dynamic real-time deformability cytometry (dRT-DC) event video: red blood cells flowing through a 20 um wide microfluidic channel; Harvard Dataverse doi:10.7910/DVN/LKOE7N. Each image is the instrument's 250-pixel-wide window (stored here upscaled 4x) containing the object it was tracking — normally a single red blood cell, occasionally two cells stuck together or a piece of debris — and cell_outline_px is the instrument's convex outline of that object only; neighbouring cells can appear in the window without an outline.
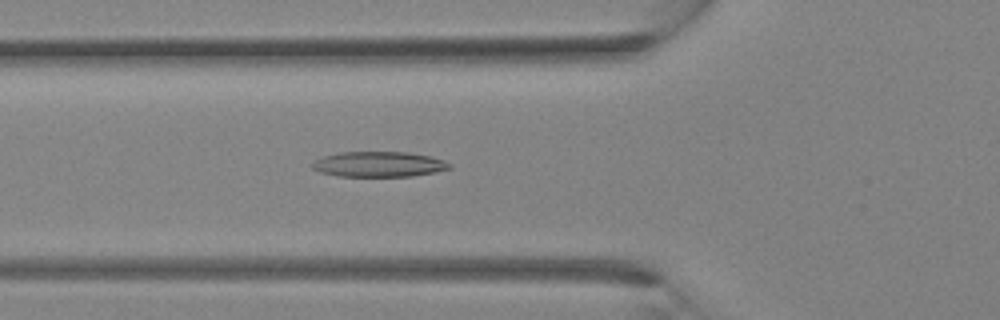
{"species": "Egyptian fruit bat (a non-hibernating species)", "species_latin": "Rousettus aegyptiacus", "temperature_condition": "room temperature", "stored_images_in_passage": 26, "camera_frame_rate_fps": 3000, "um_per_image_px": 0.085, "animal": {"sex": "female"}, "frame": {"image": 1, "passage_image": 4, "time_ms": 1.0, "image_size_px": [1000, 320], "cell_outline_px": [[452, 168], [436, 172], [412, 176], [336, 176], [320, 172], [312, 168], [312, 164], [316, 160], [324, 156], [340, 152], [408, 152], [432, 156], [444, 160], [452, 164]], "centroid_in_image_um": [32.25, 13.96], "position_along_channel_um": 93.5, "area_um2": 20.35}}
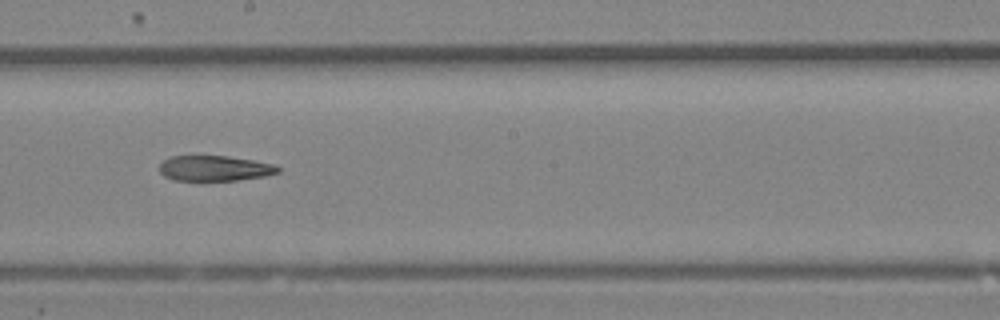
{"frame": {"image": 2, "passage_image": 11, "time_ms": 3.333, "image_size_px": [1000, 320], "cell_outline_px": [[280, 172], [264, 176], [236, 180], [172, 180], [164, 176], [160, 172], [160, 164], [164, 160], [172, 156], [228, 156], [252, 160], [272, 164], [280, 168]], "centroid_in_image_um": [18.23, 14.3], "position_along_channel_um": 230.0, "area_um2": 17.34}}
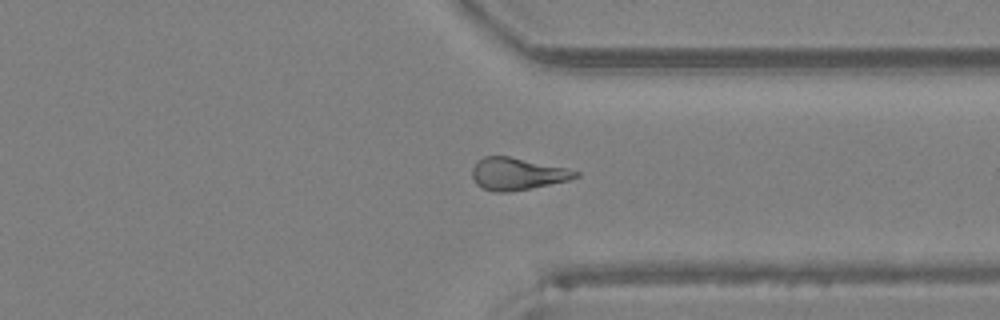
{"frame": {"image": 3, "passage_image": 18, "time_ms": 5.667, "image_size_px": [1000, 320], "cell_outline_px": [[580, 176], [572, 180], [508, 192], [492, 192], [476, 184], [472, 176], [472, 168], [484, 156], [508, 156], [568, 168], [580, 172]], "centroid_in_image_um": [44.01, 14.78], "position_along_channel_um": 367.4, "area_um2": 19.36}}